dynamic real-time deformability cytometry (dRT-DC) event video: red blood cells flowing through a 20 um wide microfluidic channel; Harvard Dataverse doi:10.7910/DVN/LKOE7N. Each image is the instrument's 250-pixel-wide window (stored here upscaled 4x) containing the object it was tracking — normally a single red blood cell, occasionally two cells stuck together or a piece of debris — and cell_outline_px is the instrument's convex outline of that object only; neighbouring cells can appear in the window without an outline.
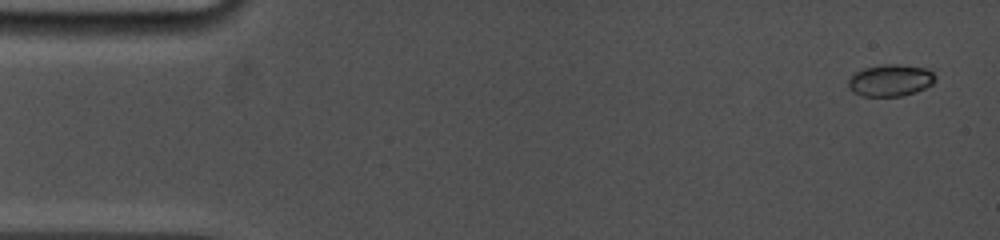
{"species": "common noctule bat (a hibernating species)", "species_latin": "Nyctalus noctula", "temperature_condition": "cold", "stored_images_in_passage": 9, "camera_frame_rate_fps": 5000, "um_per_image_px": 0.085, "animal": {"sex": "female", "body_mass_g": 19.0, "forearm_length_mm": 53.3}, "frame": {"image": 1, "passage_image": 1, "time_ms": 0.0, "image_size_px": [1000, 240], "cell_outline_px": [[936, 80], [932, 84], [916, 92], [900, 96], [860, 96], [852, 92], [848, 88], [848, 80], [856, 72], [864, 68], [884, 64], [900, 64], [928, 68], [936, 76]], "centroid_in_image_um": [75.69, 6.83], "position_along_channel_um": 9.3, "area_um2": 16.3}}
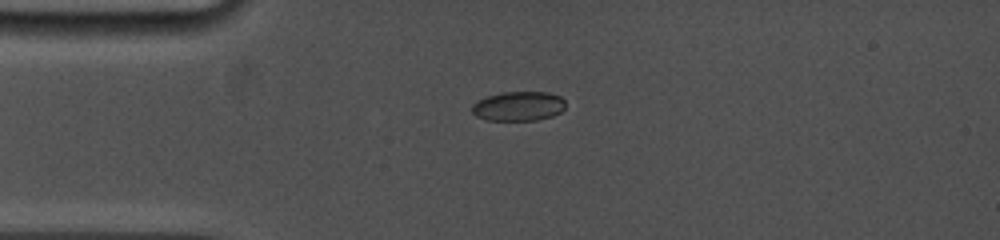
{"frame": {"image": 2, "passage_image": 8, "time_ms": 3.4, "image_size_px": [1000, 240], "cell_outline_px": [[564, 108], [560, 112], [552, 116], [536, 120], [484, 120], [476, 116], [472, 112], [472, 104], [476, 100], [488, 96], [504, 92], [548, 92], [560, 96], [564, 100]], "centroid_in_image_um": [44.04, 9.02], "position_along_channel_um": 41.0, "area_um2": 16.07}}